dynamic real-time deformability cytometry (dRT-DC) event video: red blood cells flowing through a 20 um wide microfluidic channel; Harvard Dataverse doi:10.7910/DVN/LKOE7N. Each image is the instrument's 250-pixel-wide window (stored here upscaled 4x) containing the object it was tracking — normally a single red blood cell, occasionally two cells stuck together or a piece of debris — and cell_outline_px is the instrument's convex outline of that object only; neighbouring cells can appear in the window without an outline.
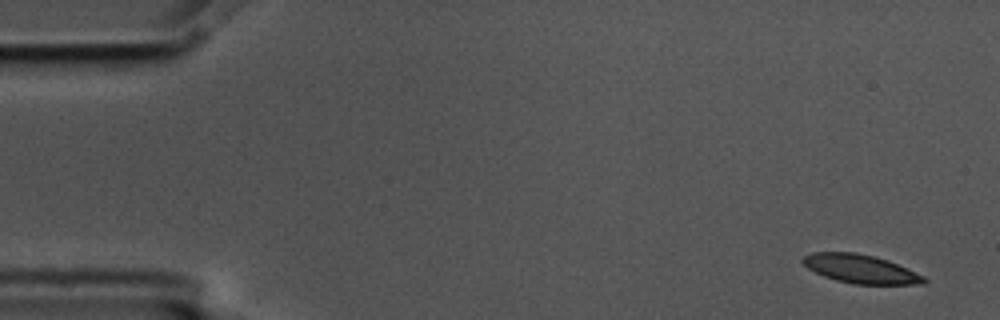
{"species": "common noctule bat (a hibernating species)", "species_latin": "Nyctalus noctula", "temperature_condition": "cold", "stored_images_in_passage": 4, "camera_frame_rate_fps": 3000, "um_per_image_px": 0.085, "animal": {"sex": "male", "body_mass_g": 17.5, "forearm_length_mm": 52.3}, "frame": {"image": 1, "passage_image": 1, "time_ms": 0.0, "image_size_px": [1000, 320], "cell_outline_px": [[928, 280], [924, 284], [852, 284], [836, 280], [824, 276], [808, 268], [800, 260], [804, 256], [812, 252], [856, 252], [888, 260], [924, 276]], "centroid_in_image_um": [73.14, 22.85], "position_along_channel_um": 11.9, "area_um2": 20.11}}